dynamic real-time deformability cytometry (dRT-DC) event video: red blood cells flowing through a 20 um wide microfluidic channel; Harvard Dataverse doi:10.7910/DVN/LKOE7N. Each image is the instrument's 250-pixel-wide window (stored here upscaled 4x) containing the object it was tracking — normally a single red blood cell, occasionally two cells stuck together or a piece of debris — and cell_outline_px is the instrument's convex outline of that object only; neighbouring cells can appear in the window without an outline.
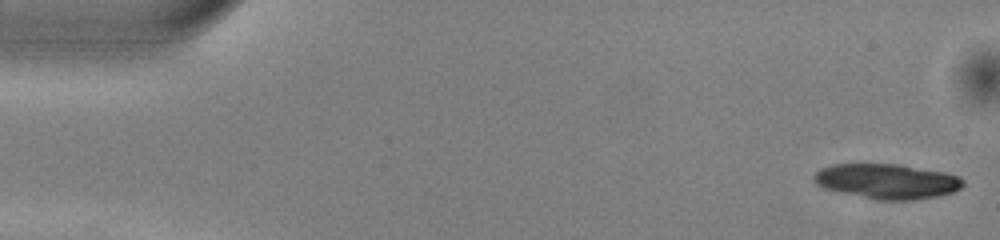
{"species": "common noctule bat (a hibernating species)", "species_latin": "Nyctalus noctula", "temperature_condition": "warm", "stored_images_in_passage": 50, "camera_frame_rate_fps": 3000, "um_per_image_px": 0.085, "animal": {"sex": "male", "body_mass_g": 13.0, "forearm_length_mm": 53.1}, "frame": {"image": 1, "passage_image": 1, "time_ms": 0.0, "image_size_px": [1000, 240], "cell_outline_px": [[964, 184], [960, 188], [952, 192], [936, 196], [912, 200], [876, 200], [840, 192], [824, 188], [816, 184], [812, 180], [812, 176], [820, 168], [832, 164], [900, 164], [944, 172], [960, 176], [964, 180]], "centroid_in_image_um": [75.37, 15.4], "position_along_channel_um": 9.6, "area_um2": 30.52}}
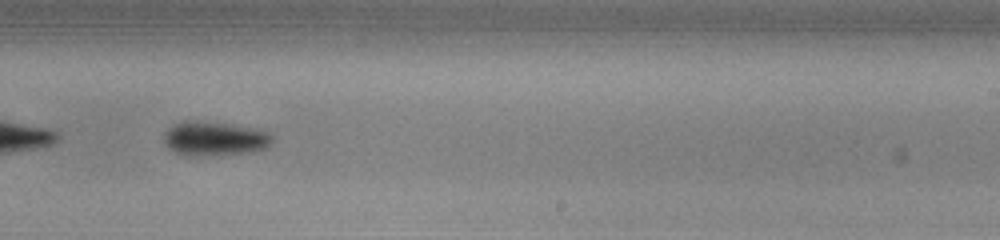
{"frame": {"image": 2, "passage_image": 31, "time_ms": 10.0, "image_size_px": [1000, 240], "cell_outline_px": [[272, 140], [264, 148], [220, 156], [188, 156], [172, 152], [168, 148], [164, 140], [164, 132], [168, 128], [184, 120], [224, 124], [256, 128], [268, 132], [272, 136]], "centroid_in_image_um": [18.17, 11.8], "position_along_channel_um": 270.8, "area_um2": 21.39}}
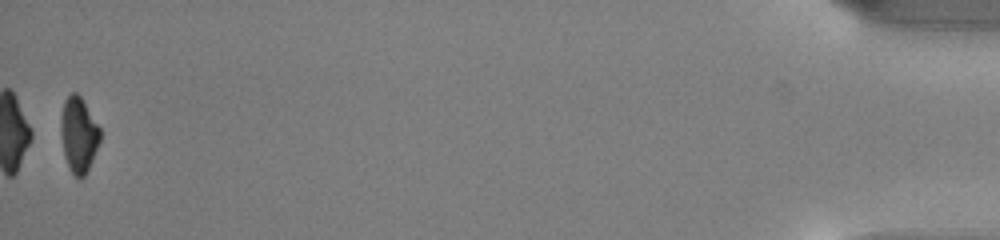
{"frame": {"image": 3, "passage_image": 50, "time_ms": 16.333, "image_size_px": [1000, 240], "cell_outline_px": [[100, 140], [92, 160], [84, 176], [80, 180], [68, 168], [64, 156], [60, 136], [60, 124], [64, 100], [72, 92], [76, 92], [80, 96], [100, 128]], "centroid_in_image_um": [6.66, 11.46], "position_along_channel_um": 428.5, "area_um2": 17.17}, "authors_computed_cell_mechanics": {"area_um2": 21.7328, "velocity_mm_per_s": 4.0402, "shape_relaxation_time_tau1_ms": 2.0694, "shape_relaxation_time_tau2_ms": null, "deformation_change_tau1": 0.0879, "deformation_change_tau2": null}}